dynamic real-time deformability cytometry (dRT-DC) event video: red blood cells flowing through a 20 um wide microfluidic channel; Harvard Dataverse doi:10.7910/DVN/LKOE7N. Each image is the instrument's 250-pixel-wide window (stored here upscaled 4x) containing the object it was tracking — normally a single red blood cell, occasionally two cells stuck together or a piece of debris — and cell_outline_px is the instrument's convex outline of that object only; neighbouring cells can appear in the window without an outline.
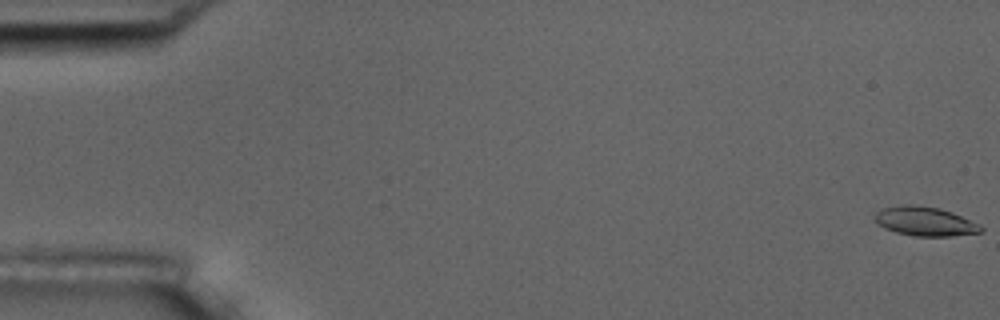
{"species": "common noctule bat (a hibernating species)", "species_latin": "Nyctalus noctula", "temperature_condition": "room temperature", "stored_images_in_passage": 56, "camera_frame_rate_fps": 3000, "um_per_image_px": 0.085, "animal": {"sex": "male", "body_mass_g": 17.5, "forearm_length_mm": 52.3}, "frame": {"image": 1, "passage_image": 1, "time_ms": 0.0, "image_size_px": [1000, 320], "cell_outline_px": [[984, 228], [980, 232], [952, 236], [916, 236], [896, 232], [884, 228], [876, 224], [872, 216], [880, 208], [904, 204], [912, 204], [940, 208], [952, 212], [980, 224]], "centroid_in_image_um": [78.57, 18.8], "position_along_channel_um": 6.4, "area_um2": 18.26}}
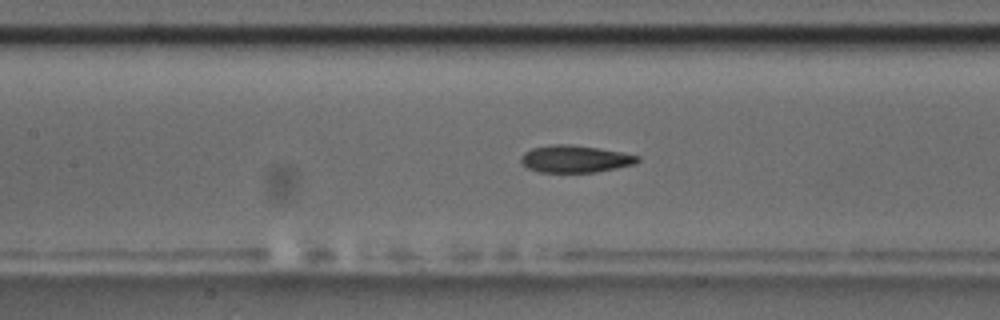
{"frame": {"image": 2, "passage_image": 26, "time_ms": 8.333, "image_size_px": [1000, 320], "cell_outline_px": [[640, 160], [636, 164], [596, 172], [540, 172], [528, 168], [520, 160], [520, 156], [524, 152], [532, 148], [552, 144], [568, 144], [596, 148], [620, 152], [640, 156]], "centroid_in_image_um": [48.88, 13.51], "position_along_channel_um": 158.5, "area_um2": 18.38}}
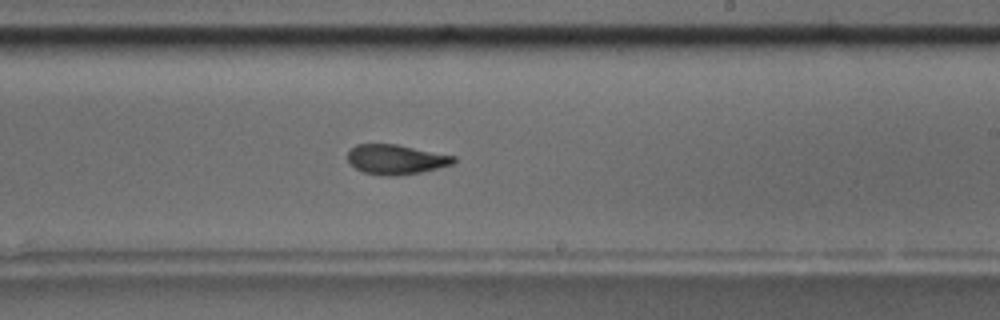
{"frame": {"image": 3, "passage_image": 34, "time_ms": 11.0, "image_size_px": [1000, 320], "cell_outline_px": [[456, 160], [452, 164], [420, 172], [400, 176], [384, 176], [364, 172], [356, 168], [348, 160], [348, 152], [356, 144], [396, 144], [456, 156]], "centroid_in_image_um": [33.66, 13.55], "position_along_channel_um": 255.3, "area_um2": 18.26}, "authors_computed_cell_mechanics": {"area_um2": 18.4671, "velocity_mm_per_s": 3.649, "shape_relaxation_time_tau1_ms": 5.437, "shape_relaxation_time_tau2_ms": 2.2711, "deformation_change_tau1": 0.1638, "deformation_change_tau2": 0.0933}}